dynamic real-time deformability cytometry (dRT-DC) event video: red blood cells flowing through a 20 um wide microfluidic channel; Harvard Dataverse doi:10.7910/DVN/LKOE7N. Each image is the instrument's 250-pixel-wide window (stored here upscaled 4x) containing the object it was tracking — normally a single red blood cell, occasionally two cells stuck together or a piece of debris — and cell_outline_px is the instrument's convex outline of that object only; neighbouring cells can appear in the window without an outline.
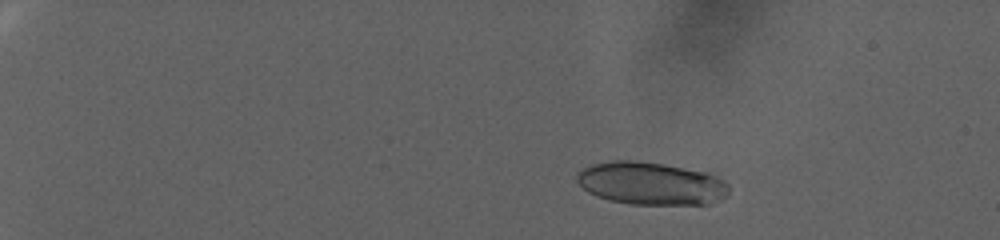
{"species": "human", "species_latin": "Homo sapiens", "temperature_condition": "warm", "stored_images_in_passage": 33, "camera_frame_rate_fps": 3000, "um_per_image_px": 0.085, "donor": {"sex": "female"}, "frame": {"image": 1, "passage_image": 7, "time_ms": 2.0, "image_size_px": [1000, 240], "cell_outline_px": [[728, 196], [712, 204], [632, 204], [612, 200], [596, 196], [588, 192], [576, 180], [576, 172], [588, 164], [612, 160], [640, 160], [664, 164], [708, 172], [724, 180], [728, 184]], "centroid_in_image_um": [55.33, 15.57], "position_along_channel_um": 29.7, "area_um2": 38.32}}
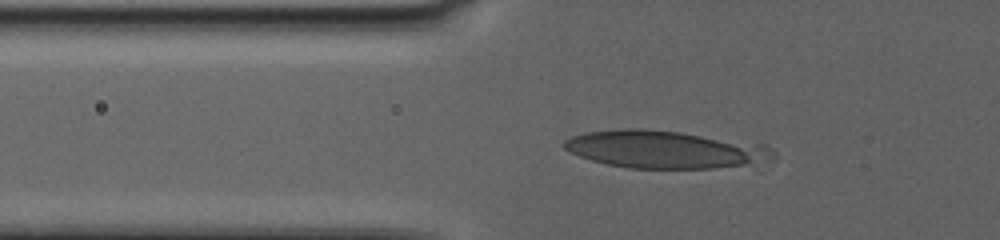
{"frame": {"image": 2, "passage_image": 30, "time_ms": 9.667, "image_size_px": [1000, 240], "cell_outline_px": [[776, 160], [712, 168], [628, 168], [608, 164], [592, 160], [580, 156], [564, 148], [560, 144], [564, 140], [572, 136], [584, 132], [624, 128], [640, 128], [680, 132], [764, 144], [772, 148], [776, 152]], "centroid_in_image_um": [56.52, 12.69], "position_along_channel_um": 69.3, "area_um2": 45.84}}